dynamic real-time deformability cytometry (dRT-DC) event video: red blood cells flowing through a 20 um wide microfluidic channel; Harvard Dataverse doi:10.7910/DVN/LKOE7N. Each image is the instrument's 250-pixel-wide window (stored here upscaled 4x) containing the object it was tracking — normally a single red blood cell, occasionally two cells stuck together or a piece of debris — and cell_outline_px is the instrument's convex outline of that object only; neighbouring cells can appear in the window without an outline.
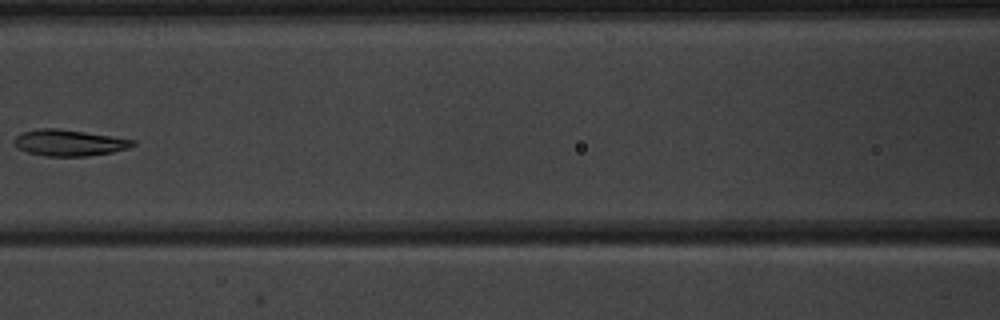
{"species": "common noctule bat (a hibernating species)", "species_latin": "Nyctalus noctula", "temperature_condition": "warm", "stored_images_in_passage": 6, "camera_frame_rate_fps": 3000, "um_per_image_px": 0.085, "animal": {"sex": "male", "body_mass_g": 20.1, "forearm_length_mm": 53.5}, "frame": {"image": 1, "passage_image": 4, "time_ms": 4.667, "image_size_px": [1000, 320], "cell_outline_px": [[136, 144], [128, 148], [112, 152], [88, 156], [48, 156], [28, 152], [16, 148], [12, 144], [12, 140], [20, 132], [36, 128], [56, 128], [112, 136], [136, 140]], "centroid_in_image_um": [5.82, 12.13], "position_along_channel_um": 160.8, "area_um2": 18.32}}
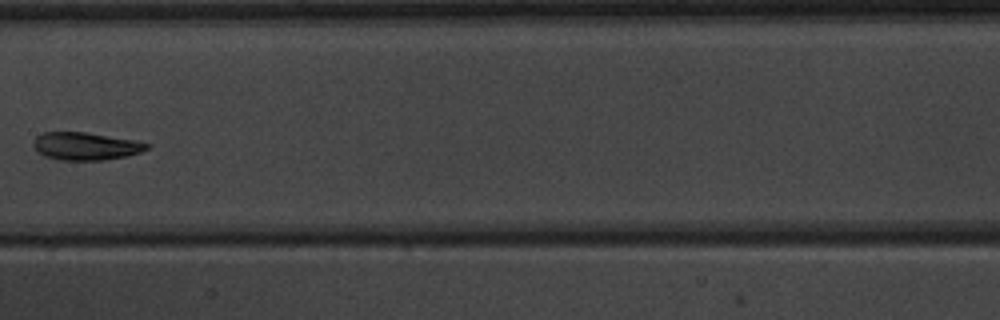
{"frame": {"image": 2, "passage_image": 5, "time_ms": 5.667, "image_size_px": [1000, 320], "cell_outline_px": [[152, 144], [148, 148], [140, 152], [128, 156], [104, 160], [60, 160], [44, 156], [36, 152], [32, 144], [36, 136], [44, 132], [84, 132], [136, 140]], "centroid_in_image_um": [7.28, 12.43], "position_along_channel_um": 200.1, "area_um2": 18.5}}
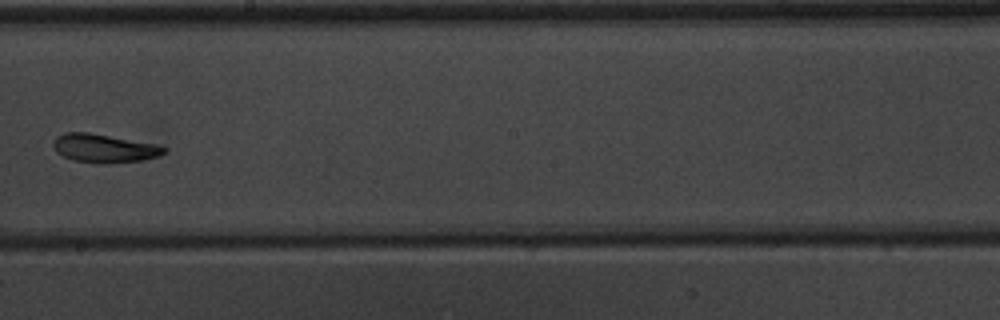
{"frame": {"image": 3, "passage_image": 6, "time_ms": 6.667, "image_size_px": [1000, 320], "cell_outline_px": [[168, 148], [160, 156], [140, 160], [112, 164], [100, 164], [72, 160], [56, 152], [52, 144], [56, 136], [64, 132], [88, 132], [160, 144]], "centroid_in_image_um": [8.87, 12.6], "position_along_channel_um": 239.3, "area_um2": 18.79}}